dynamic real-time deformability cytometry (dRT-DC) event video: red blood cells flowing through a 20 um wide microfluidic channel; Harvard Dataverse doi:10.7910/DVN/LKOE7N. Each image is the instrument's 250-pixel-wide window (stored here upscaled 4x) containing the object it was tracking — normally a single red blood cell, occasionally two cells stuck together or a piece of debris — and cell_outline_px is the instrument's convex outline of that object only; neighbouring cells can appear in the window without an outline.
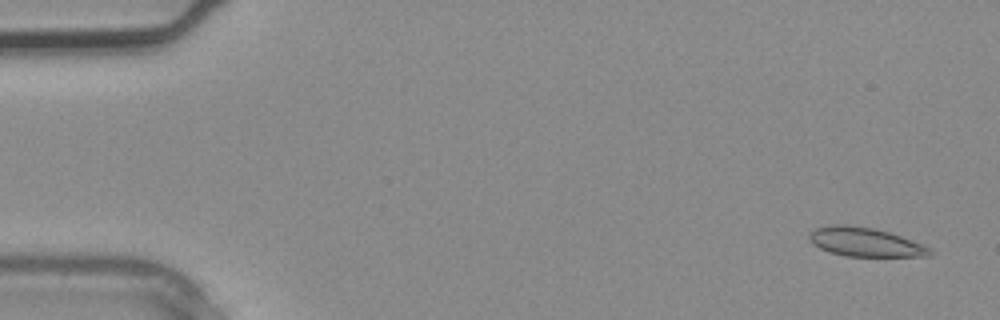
{"species": "common noctule bat (a hibernating species)", "species_latin": "Nyctalus noctula", "temperature_condition": "warm", "stored_images_in_passage": 4, "camera_frame_rate_fps": 3000, "um_per_image_px": 0.085, "animal": {"sex": "male", "body_mass_g": 20.4}, "frame": {"image": 1, "passage_image": 1, "time_ms": 0.0, "image_size_px": [1000, 320], "cell_outline_px": [[932, 252], [928, 256], [848, 256], [828, 252], [812, 244], [808, 240], [808, 232], [816, 228], [832, 224], [844, 224], [872, 228], [888, 232], [924, 244]], "centroid_in_image_um": [73.46, 20.57], "position_along_channel_um": 11.5, "area_um2": 20.29}}